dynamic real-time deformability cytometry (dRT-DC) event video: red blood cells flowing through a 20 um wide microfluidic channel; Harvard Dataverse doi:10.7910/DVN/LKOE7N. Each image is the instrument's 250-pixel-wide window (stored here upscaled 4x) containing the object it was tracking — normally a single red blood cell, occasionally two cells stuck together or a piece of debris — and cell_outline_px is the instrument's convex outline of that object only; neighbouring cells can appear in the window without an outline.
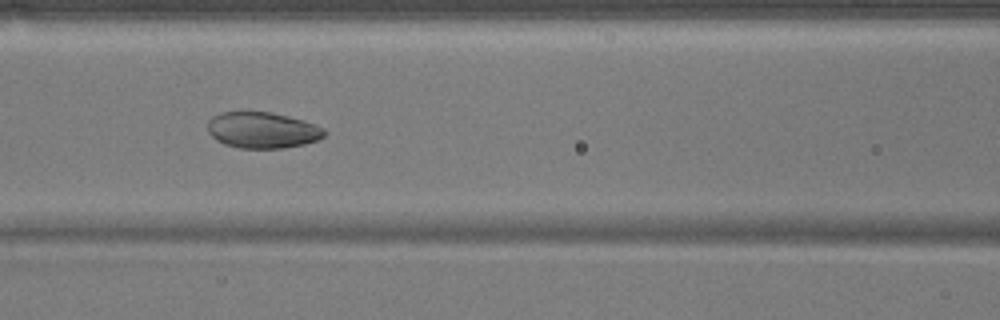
{"species": "common noctule bat (a hibernating species)", "species_latin": "Nyctalus noctula", "temperature_condition": "warm", "stored_images_in_passage": 49, "camera_frame_rate_fps": 3000, "um_per_image_px": 0.085, "animal": {"sex": "male", "body_mass_g": 17.9}, "frame": {"image": 1, "passage_image": 21, "time_ms": 6.667, "image_size_px": [1000, 320], "cell_outline_px": [[328, 132], [320, 140], [304, 144], [284, 148], [240, 148], [224, 144], [216, 140], [208, 132], [208, 120], [212, 116], [220, 112], [272, 112], [304, 120], [324, 128]], "centroid_in_image_um": [22.32, 11.06], "position_along_channel_um": 144.3, "area_um2": 24.8}}
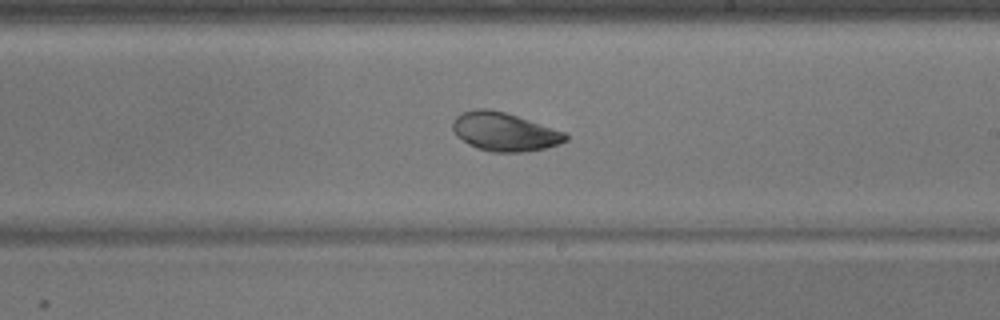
{"frame": {"image": 2, "passage_image": 29, "time_ms": 9.333, "image_size_px": [1000, 320], "cell_outline_px": [[568, 140], [560, 144], [544, 148], [524, 152], [488, 152], [468, 144], [456, 136], [452, 128], [452, 120], [456, 116], [464, 112], [476, 108], [488, 108], [504, 112], [564, 132], [568, 136]], "centroid_in_image_um": [42.84, 11.21], "position_along_channel_um": 246.2, "area_um2": 25.26}}
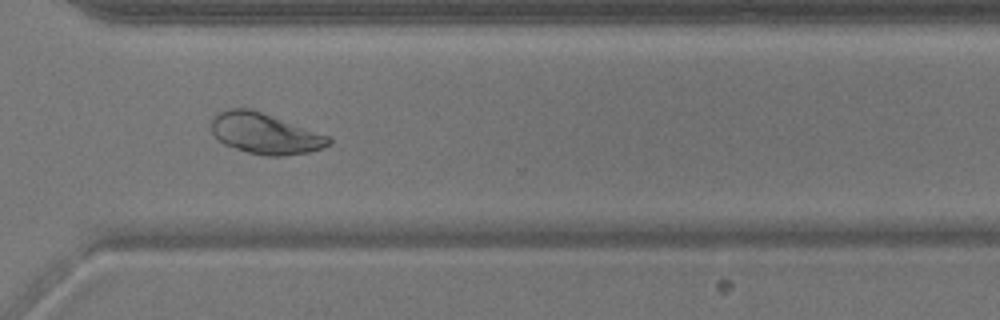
{"frame": {"image": 3, "passage_image": 37, "time_ms": 12.0, "image_size_px": [1000, 320], "cell_outline_px": [[332, 144], [308, 152], [280, 156], [268, 156], [248, 152], [224, 144], [212, 132], [212, 120], [220, 112], [228, 108], [248, 108], [260, 112], [328, 136], [332, 140]], "centroid_in_image_um": [22.52, 11.36], "position_along_channel_um": 348.1, "area_um2": 27.11}, "authors_computed_cell_mechanics": {"area_um2": 29.9404, "velocity_mm_per_s": 3.823, "shape_relaxation_time_tau1_ms": null, "shape_relaxation_time_tau2_ms": 5.1136, "deformation_change_tau1": null, "deformation_change_tau2": 0.0657}}